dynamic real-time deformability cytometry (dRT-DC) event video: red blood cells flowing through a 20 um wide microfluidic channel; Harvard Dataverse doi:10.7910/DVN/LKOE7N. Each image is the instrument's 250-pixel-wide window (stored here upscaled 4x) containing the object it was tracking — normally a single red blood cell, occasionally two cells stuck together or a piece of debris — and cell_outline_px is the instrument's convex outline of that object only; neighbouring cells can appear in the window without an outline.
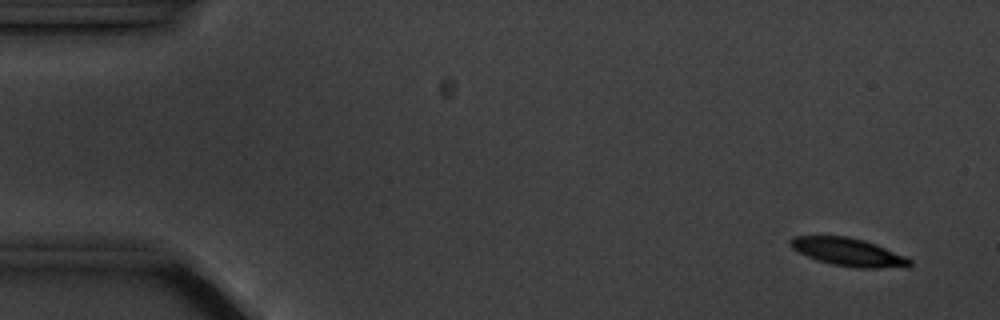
{"species": "common noctule bat (a hibernating species)", "species_latin": "Nyctalus noctula", "temperature_condition": "cold", "stored_images_in_passage": 5, "segment_of_instrument_passage": [1, 2], "camera_frame_rate_fps": 3000, "um_per_image_px": 0.085, "animal": {"sex": "male", "body_mass_g": 20.1, "forearm_length_mm": 53.5}, "frame": {"image": 1, "passage_image": 1, "time_ms": 0.0, "image_size_px": [1000, 320], "cell_outline_px": [[912, 264], [908, 268], [856, 268], [832, 264], [816, 260], [796, 252], [788, 244], [788, 240], [792, 236], [848, 236], [864, 240], [876, 244], [904, 256], [912, 260]], "centroid_in_image_um": [72.09, 21.43], "position_along_channel_um": 12.9, "area_um2": 19.77}}